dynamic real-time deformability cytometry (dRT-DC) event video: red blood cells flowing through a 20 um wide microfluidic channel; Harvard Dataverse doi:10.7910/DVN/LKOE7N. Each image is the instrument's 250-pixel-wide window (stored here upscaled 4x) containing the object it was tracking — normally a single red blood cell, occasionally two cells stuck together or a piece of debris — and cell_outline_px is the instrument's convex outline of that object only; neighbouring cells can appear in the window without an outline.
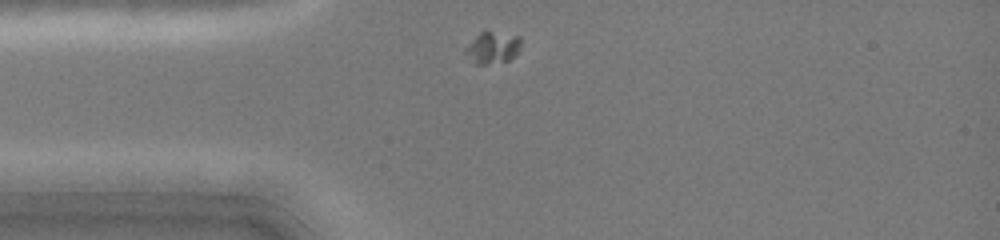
{"species": "common noctule bat (a hibernating species)", "species_latin": "Nyctalus noctula", "temperature_condition": "cold", "stored_images_in_passage": 25, "camera_frame_rate_fps": 3000, "um_per_image_px": 0.085, "animal": {"sex": "female", "body_mass_g": 19.0, "forearm_length_mm": 51.5}, "frame": {"image": 1, "passage_image": 1, "time_ms": 0.0, "image_size_px": [1000, 240], "cell_outline_px": [[520, 48], [508, 60], [484, 64], [476, 64], [464, 52], [464, 48], [484, 28], [520, 36]], "centroid_in_image_um": [41.85, 3.98], "position_along_channel_um": 43.1, "area_um2": 10.35}}
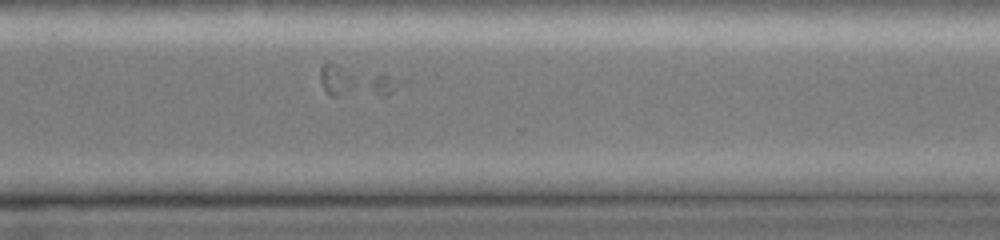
{"frame": {"image": 2, "passage_image": 25, "time_ms": 8.0, "image_size_px": [1000, 240], "cell_outline_px": [[408, 84], [388, 92], [336, 96], [332, 96], [324, 92], [320, 80], [320, 68], [324, 60], [328, 60], [408, 76]], "centroid_in_image_um": [30.38, 6.77], "position_along_channel_um": 340.2, "area_um2": 15.84}}